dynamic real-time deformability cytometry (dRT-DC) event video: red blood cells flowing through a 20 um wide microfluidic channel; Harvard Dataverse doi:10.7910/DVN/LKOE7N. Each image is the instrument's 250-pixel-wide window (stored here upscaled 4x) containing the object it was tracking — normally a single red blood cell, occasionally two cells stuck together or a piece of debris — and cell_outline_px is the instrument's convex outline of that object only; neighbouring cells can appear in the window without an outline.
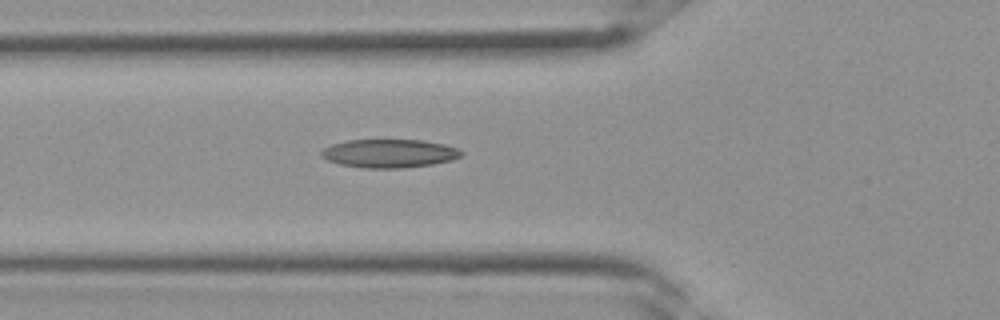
{"species": "Egyptian fruit bat (a non-hibernating species)", "species_latin": "Rousettus aegyptiacus", "temperature_condition": "room temperature", "stored_images_in_passage": 25, "camera_frame_rate_fps": 3000, "um_per_image_px": 0.085, "frame": {"image": 1, "passage_image": 3, "time_ms": 0.667, "image_size_px": [1000, 320], "cell_outline_px": [[464, 152], [460, 156], [452, 160], [432, 164], [400, 168], [364, 168], [340, 164], [328, 160], [320, 156], [320, 152], [324, 148], [332, 144], [348, 140], [424, 140], [444, 144], [460, 148]], "centroid_in_image_um": [33.11, 13.03], "position_along_channel_um": 92.7, "area_um2": 23.24}}
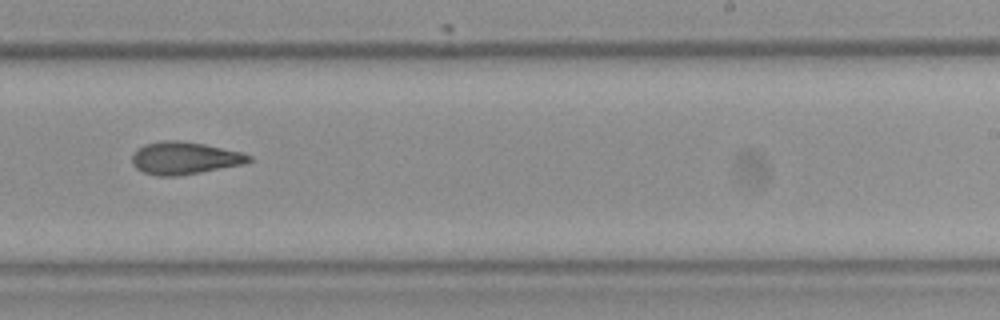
{"frame": {"image": 2, "passage_image": 12, "time_ms": 3.667, "image_size_px": [1000, 320], "cell_outline_px": [[252, 160], [244, 164], [180, 176], [156, 176], [144, 172], [136, 168], [132, 164], [132, 156], [136, 148], [144, 144], [164, 140], [176, 140], [204, 144], [240, 152], [252, 156]], "centroid_in_image_um": [15.65, 13.44], "position_along_channel_um": 273.3, "area_um2": 22.14}}
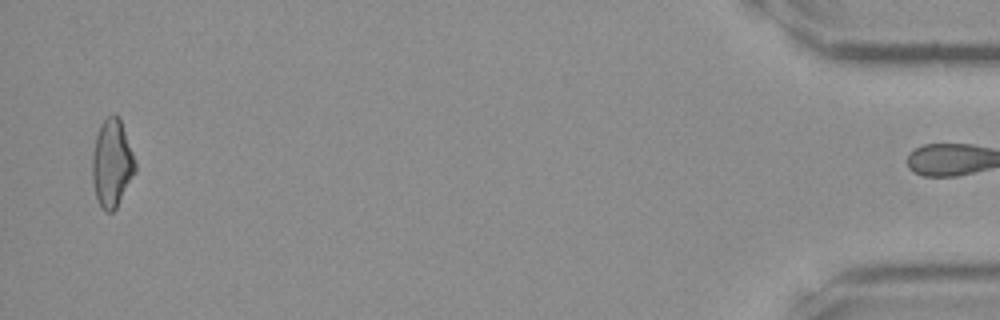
{"frame": {"image": 3, "passage_image": 24, "time_ms": 7.667, "image_size_px": [1000, 320], "cell_outline_px": [[136, 172], [116, 208], [112, 212], [104, 212], [100, 208], [96, 196], [92, 180], [92, 156], [96, 136], [100, 124], [112, 112], [116, 112], [120, 116], [136, 164]], "centroid_in_image_um": [9.51, 13.86], "position_along_channel_um": 425.7, "area_um2": 22.2}}